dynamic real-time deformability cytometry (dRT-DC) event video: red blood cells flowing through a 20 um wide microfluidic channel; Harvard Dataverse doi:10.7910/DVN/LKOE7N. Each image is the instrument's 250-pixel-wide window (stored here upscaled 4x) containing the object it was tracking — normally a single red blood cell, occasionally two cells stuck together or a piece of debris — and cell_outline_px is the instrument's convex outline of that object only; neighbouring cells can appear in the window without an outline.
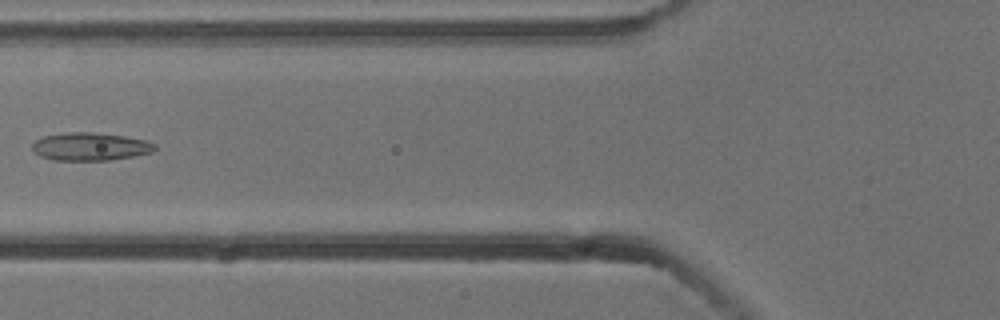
{"species": "common noctule bat (a hibernating species)", "species_latin": "Nyctalus noctula", "temperature_condition": "cold", "stored_images_in_passage": 7, "camera_frame_rate_fps": 3000, "um_per_image_px": 0.085, "animal": {"sex": "male", "body_mass_g": 13.3}, "frame": {"image": 1, "passage_image": 6, "time_ms": 1.667, "image_size_px": [1000, 320], "cell_outline_px": [[156, 148], [152, 152], [132, 156], [108, 160], [52, 160], [40, 156], [32, 152], [32, 144], [36, 140], [44, 136], [68, 132], [92, 132], [124, 136], [144, 140], [156, 144]], "centroid_in_image_um": [7.63, 12.46], "position_along_channel_um": 118.2, "area_um2": 19.88}}
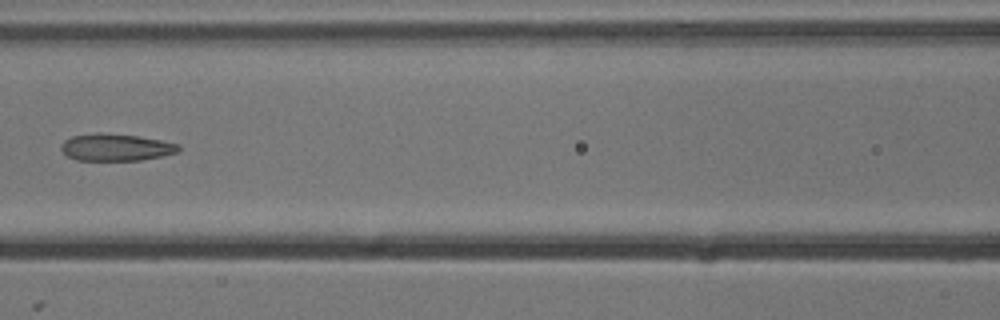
{"frame": {"image": 2, "passage_image": 7, "time_ms": 2.0, "image_size_px": [1000, 320], "cell_outline_px": [[180, 152], [140, 160], [76, 160], [68, 156], [60, 148], [60, 144], [64, 140], [72, 136], [96, 132], [136, 136], [160, 140], [180, 144]], "centroid_in_image_um": [9.84, 12.52], "position_along_channel_um": 156.8, "area_um2": 18.5}}